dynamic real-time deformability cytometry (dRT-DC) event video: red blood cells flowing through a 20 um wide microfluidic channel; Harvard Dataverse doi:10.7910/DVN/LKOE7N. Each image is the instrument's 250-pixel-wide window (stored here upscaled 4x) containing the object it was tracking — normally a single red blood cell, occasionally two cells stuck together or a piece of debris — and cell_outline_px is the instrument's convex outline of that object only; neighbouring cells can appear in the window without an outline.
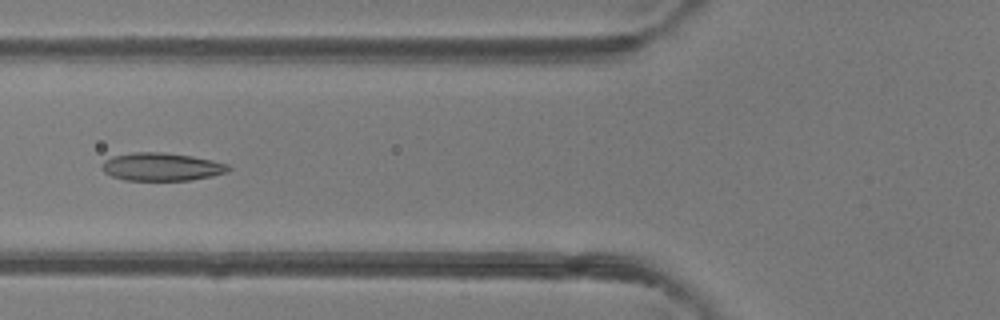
{"species": "common noctule bat (a hibernating species)", "species_latin": "Nyctalus noctula", "temperature_condition": "room temperature", "stored_images_in_passage": 5, "camera_frame_rate_fps": 3000, "um_per_image_px": 0.085, "animal": {"sex": "female"}, "frame": {"image": 1, "passage_image": 5, "time_ms": 1.333, "image_size_px": [1000, 320], "cell_outline_px": [[232, 168], [228, 172], [212, 176], [188, 180], [124, 180], [112, 176], [104, 172], [100, 168], [104, 160], [112, 156], [132, 152], [164, 152], [192, 156], [212, 160], [228, 164]], "centroid_in_image_um": [13.73, 14.17], "position_along_channel_um": 112.1, "area_um2": 20.75}}